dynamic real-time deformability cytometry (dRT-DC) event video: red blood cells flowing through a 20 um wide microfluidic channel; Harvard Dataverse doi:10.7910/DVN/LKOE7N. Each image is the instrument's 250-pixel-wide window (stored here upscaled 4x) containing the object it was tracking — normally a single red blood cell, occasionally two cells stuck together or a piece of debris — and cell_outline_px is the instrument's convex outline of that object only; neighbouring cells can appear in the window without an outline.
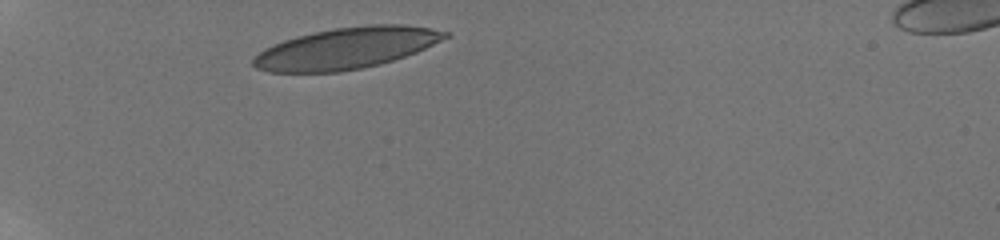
{"species": "human", "species_latin": "Homo sapiens", "temperature_condition": "room temperature", "stored_images_in_passage": 33, "camera_frame_rate_fps": 3000, "um_per_image_px": 0.085, "donor": {"sex": "male"}, "frame": {"image": 1, "passage_image": 1, "time_ms": 0.0, "image_size_px": [1000, 240], "cell_outline_px": [[452, 36], [416, 52], [380, 64], [340, 72], [268, 72], [256, 68], [252, 64], [252, 60], [264, 48], [272, 44], [296, 36], [336, 28], [372, 24], [404, 24], [452, 32]], "centroid_in_image_um": [29.46, 4.09], "position_along_channel_um": 55.5, "area_um2": 46.07}}
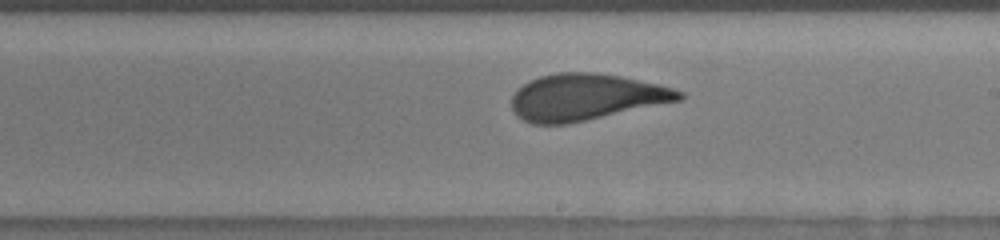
{"frame": {"image": 2, "passage_image": 18, "time_ms": 5.667, "image_size_px": [1000, 240], "cell_outline_px": [[684, 96], [680, 100], [568, 124], [532, 124], [516, 116], [512, 112], [512, 96], [528, 80], [540, 76], [556, 72], [596, 72], [620, 76], [656, 84], [672, 88], [684, 92]], "centroid_in_image_um": [49.76, 8.25], "position_along_channel_um": 239.2, "area_um2": 45.2}}
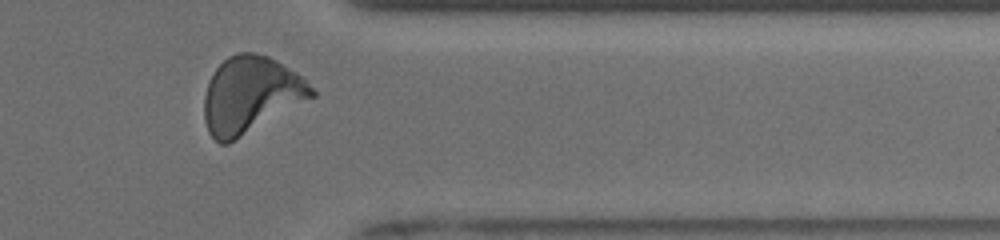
{"frame": {"image": 3, "passage_image": 30, "time_ms": 9.667, "image_size_px": [1000, 240], "cell_outline_px": [[316, 96], [228, 144], [220, 144], [208, 132], [204, 120], [204, 96], [208, 80], [216, 68], [228, 56], [236, 52], [252, 52], [268, 56], [276, 60], [296, 72], [316, 92]], "centroid_in_image_um": [21.28, 8.06], "position_along_channel_um": 390.1, "area_um2": 47.92}, "authors_computed_cell_mechanics": {"area_um2": 46.0088, "velocity_mm_per_s": 3.8346, "shape_relaxation_time_tau1_ms": 5.6294, "shape_relaxation_time_tau2_ms": 0.696, "deformation_change_tau1": 0.2079, "deformation_change_tau2": 0.0649}}